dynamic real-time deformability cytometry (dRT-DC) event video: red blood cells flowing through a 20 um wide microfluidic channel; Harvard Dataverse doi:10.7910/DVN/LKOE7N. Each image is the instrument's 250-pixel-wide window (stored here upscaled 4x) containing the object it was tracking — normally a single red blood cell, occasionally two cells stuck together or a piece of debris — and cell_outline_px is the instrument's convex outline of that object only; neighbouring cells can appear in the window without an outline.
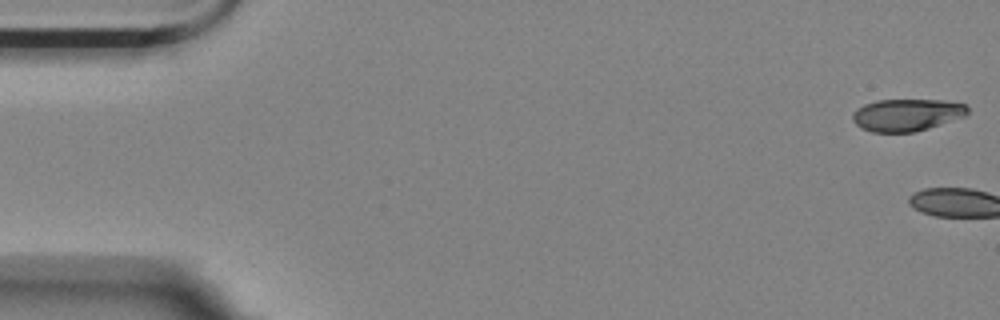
{"species": "Egyptian fruit bat (a non-hibernating species)", "species_latin": "Rousettus aegyptiacus", "temperature_condition": "room temperature", "stored_images_in_passage": 3, "camera_frame_rate_fps": 3000, "um_per_image_px": 0.085, "animal": {"sex": "female"}, "frame": {"image": 1, "passage_image": 1, "time_ms": 0.0, "image_size_px": [1000, 320], "cell_outline_px": [[968, 112], [964, 116], [916, 132], [872, 132], [856, 124], [852, 120], [852, 116], [856, 108], [864, 104], [876, 100], [944, 100], [964, 104], [968, 108]], "centroid_in_image_um": [77.05, 9.76], "position_along_channel_um": 7.9, "area_um2": 21.44}}